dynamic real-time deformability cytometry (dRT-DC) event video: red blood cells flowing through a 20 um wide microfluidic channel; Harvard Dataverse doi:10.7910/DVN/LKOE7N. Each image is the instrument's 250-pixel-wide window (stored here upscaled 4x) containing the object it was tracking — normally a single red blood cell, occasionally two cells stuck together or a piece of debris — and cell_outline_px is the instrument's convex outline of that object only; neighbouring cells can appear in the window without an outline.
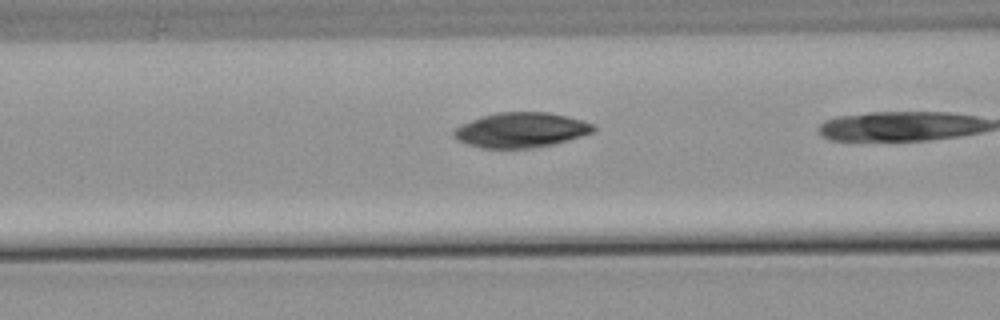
{"species": "common noctule bat (a hibernating species)", "species_latin": "Nyctalus noctula", "temperature_condition": "warm", "stored_images_in_passage": 17, "camera_frame_rate_fps": 3000, "um_per_image_px": 0.085, "animal": {"sex": "male", "body_mass_g": 21.5, "forearm_length_mm": 52.0}, "frame": {"image": 1, "passage_image": 16, "time_ms": 5.0, "image_size_px": [1000, 320], "cell_outline_px": [[596, 128], [592, 132], [568, 140], [552, 144], [532, 148], [480, 148], [456, 140], [452, 136], [452, 132], [460, 124], [480, 116], [496, 112], [548, 112], [568, 116], [596, 124]], "centroid_in_image_um": [44.25, 11.04], "position_along_channel_um": 122.3, "area_um2": 28.67}}